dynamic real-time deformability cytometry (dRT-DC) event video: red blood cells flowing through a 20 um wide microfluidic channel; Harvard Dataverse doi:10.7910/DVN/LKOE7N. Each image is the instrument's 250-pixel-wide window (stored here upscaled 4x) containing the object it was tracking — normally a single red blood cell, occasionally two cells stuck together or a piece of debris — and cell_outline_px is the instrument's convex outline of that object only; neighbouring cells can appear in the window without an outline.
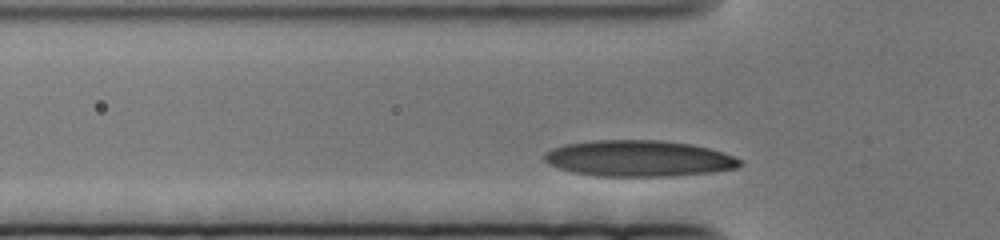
{"species": "human", "species_latin": "Homo sapiens", "temperature_condition": "cold", "stored_images_in_passage": 44, "camera_frame_rate_fps": 3000, "um_per_image_px": 0.085, "donor": {"sex": "female"}, "frame": {"image": 1, "passage_image": 5, "time_ms": 1.333, "image_size_px": [1000, 240], "cell_outline_px": [[744, 164], [736, 168], [712, 172], [672, 176], [596, 176], [572, 172], [548, 164], [544, 160], [544, 152], [552, 148], [564, 144], [592, 140], [660, 140], [692, 144], [724, 152], [740, 160]], "centroid_in_image_um": [54.27, 13.46], "position_along_channel_um": 71.5, "area_um2": 41.38}}
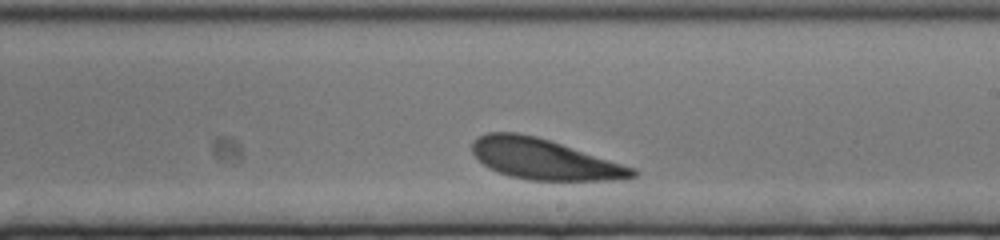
{"frame": {"image": 2, "passage_image": 27, "time_ms": 8.667, "image_size_px": [1000, 240], "cell_outline_px": [[640, 172], [636, 176], [624, 180], [528, 180], [512, 176], [488, 168], [472, 152], [472, 140], [488, 132], [516, 132], [536, 136], [636, 168]], "centroid_in_image_um": [46.29, 13.54], "position_along_channel_um": 242.7, "area_um2": 37.69}}
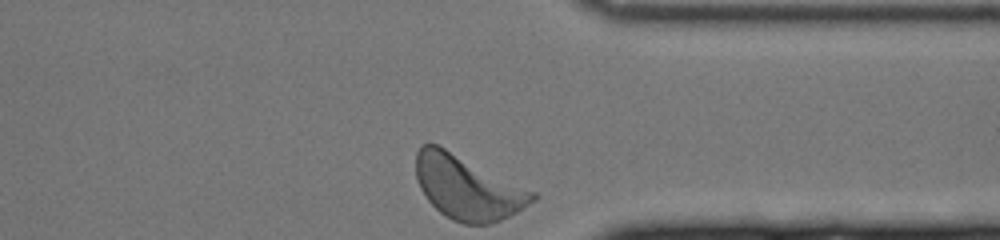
{"frame": {"image": 3, "passage_image": 44, "time_ms": 14.333, "image_size_px": [1000, 240], "cell_outline_px": [[536, 200], [516, 212], [492, 224], [464, 224], [452, 220], [440, 212], [428, 200], [420, 188], [416, 176], [416, 152], [420, 144], [436, 144], [536, 192]], "centroid_in_image_um": [39.73, 15.95], "position_along_channel_um": 371.7, "area_um2": 42.89}}